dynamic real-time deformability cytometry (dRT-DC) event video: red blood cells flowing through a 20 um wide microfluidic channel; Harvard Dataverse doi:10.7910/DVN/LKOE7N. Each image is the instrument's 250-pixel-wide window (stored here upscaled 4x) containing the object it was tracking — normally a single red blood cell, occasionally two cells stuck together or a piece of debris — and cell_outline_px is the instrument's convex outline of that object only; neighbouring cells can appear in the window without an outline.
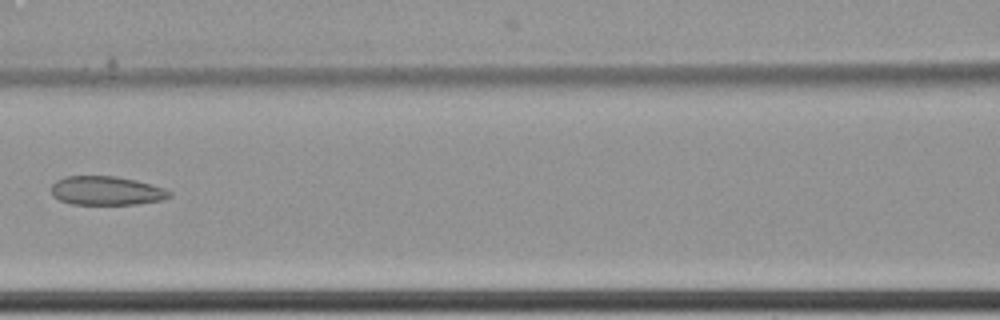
{"species": "common noctule bat (a hibernating species)", "species_latin": "Nyctalus noctula", "temperature_condition": "cold", "stored_images_in_passage": 9, "camera_frame_rate_fps": 3000, "um_per_image_px": 0.085, "animal": {"sex": "female", "body_mass_g": 22.7, "forearm_length_mm": 54.2}, "frame": {"image": 1, "passage_image": 9, "time_ms": 2.667, "image_size_px": [1000, 320], "cell_outline_px": [[172, 196], [160, 200], [136, 204], [72, 204], [60, 200], [52, 196], [52, 184], [56, 180], [64, 176], [116, 176], [136, 180], [164, 188], [172, 192]], "centroid_in_image_um": [9.03, 16.2], "position_along_channel_um": 157.6, "area_um2": 19.88}}